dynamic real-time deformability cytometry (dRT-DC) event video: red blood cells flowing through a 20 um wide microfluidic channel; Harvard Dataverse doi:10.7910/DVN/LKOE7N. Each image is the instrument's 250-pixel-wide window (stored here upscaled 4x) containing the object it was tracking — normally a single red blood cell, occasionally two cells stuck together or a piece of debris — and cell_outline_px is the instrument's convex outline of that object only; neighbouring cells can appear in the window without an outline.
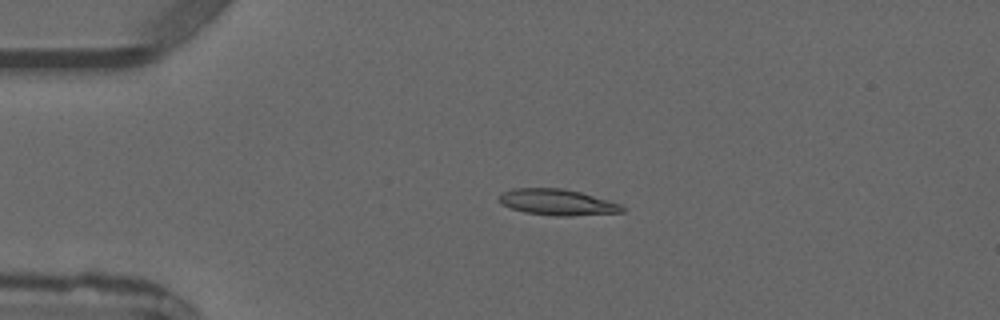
{"species": "common noctule bat (a hibernating species)", "species_latin": "Nyctalus noctula", "temperature_condition": "warm", "stored_images_in_passage": 4, "camera_frame_rate_fps": 3000, "um_per_image_px": 0.085, "animal": {"sex": "male", "forearm_length_mm": 52.5}, "frame": {"image": 1, "passage_image": 3, "time_ms": 2.333, "image_size_px": [1000, 320], "cell_outline_px": [[624, 212], [568, 216], [552, 216], [524, 212], [500, 204], [500, 192], [512, 188], [564, 188], [580, 192], [608, 200], [620, 204], [624, 208]], "centroid_in_image_um": [47.34, 17.18], "position_along_channel_um": 37.7, "area_um2": 18.73}}